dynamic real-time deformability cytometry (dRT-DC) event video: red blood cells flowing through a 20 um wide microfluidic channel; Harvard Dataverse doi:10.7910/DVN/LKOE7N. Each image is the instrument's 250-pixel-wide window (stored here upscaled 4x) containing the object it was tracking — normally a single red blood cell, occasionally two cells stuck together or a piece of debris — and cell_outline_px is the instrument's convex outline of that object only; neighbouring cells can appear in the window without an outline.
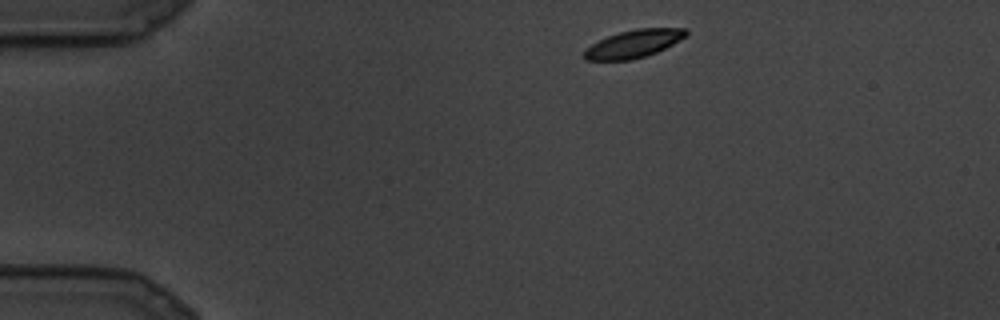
{"species": "common noctule bat (a hibernating species)", "species_latin": "Nyctalus noctula", "temperature_condition": "cold", "stored_images_in_passage": 23, "camera_frame_rate_fps": 3000, "um_per_image_px": 0.085, "animal": {"sex": "male", "body_mass_g": 19.5, "forearm_length_mm": 54.6}, "frame": {"image": 1, "passage_image": 1, "time_ms": 0.0, "image_size_px": [1000, 320], "cell_outline_px": [[688, 36], [656, 52], [632, 60], [584, 60], [580, 56], [584, 48], [608, 36], [620, 32], [636, 28], [688, 28]], "centroid_in_image_um": [53.83, 3.72], "position_along_channel_um": 31.2, "area_um2": 16.65}}
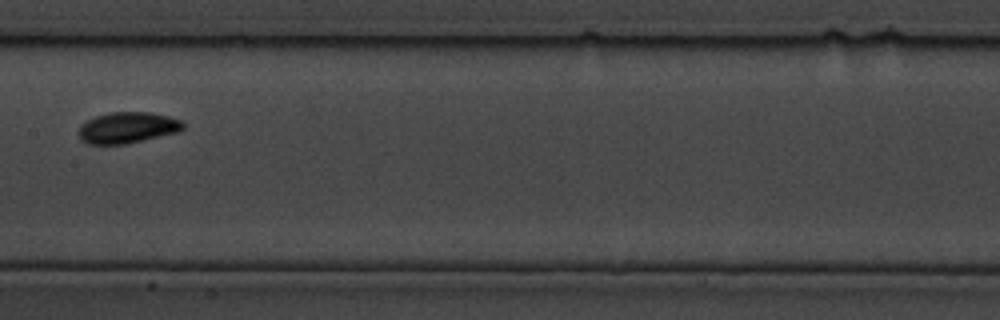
{"frame": {"image": 2, "passage_image": 10, "time_ms": 3.0, "image_size_px": [1000, 320], "cell_outline_px": [[184, 128], [176, 132], [124, 144], [88, 144], [80, 140], [76, 132], [88, 120], [96, 116], [112, 112], [148, 112], [168, 116], [180, 120], [184, 124]], "centroid_in_image_um": [10.8, 10.85], "position_along_channel_um": 196.6, "area_um2": 18.67}}
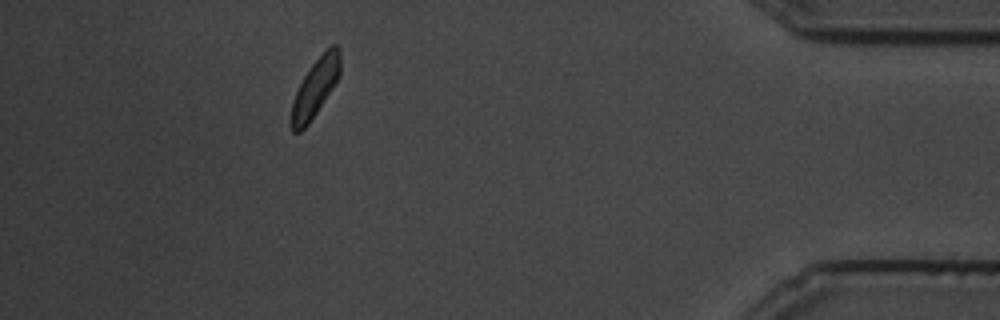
{"frame": {"image": 3, "passage_image": 20, "time_ms": 6.333, "image_size_px": [1000, 320], "cell_outline_px": [[340, 76], [308, 124], [300, 132], [292, 132], [288, 120], [292, 100], [304, 76], [312, 64], [332, 44], [336, 44], [340, 48]], "centroid_in_image_um": [26.76, 7.5], "position_along_channel_um": 408.4, "area_um2": 16.53}}